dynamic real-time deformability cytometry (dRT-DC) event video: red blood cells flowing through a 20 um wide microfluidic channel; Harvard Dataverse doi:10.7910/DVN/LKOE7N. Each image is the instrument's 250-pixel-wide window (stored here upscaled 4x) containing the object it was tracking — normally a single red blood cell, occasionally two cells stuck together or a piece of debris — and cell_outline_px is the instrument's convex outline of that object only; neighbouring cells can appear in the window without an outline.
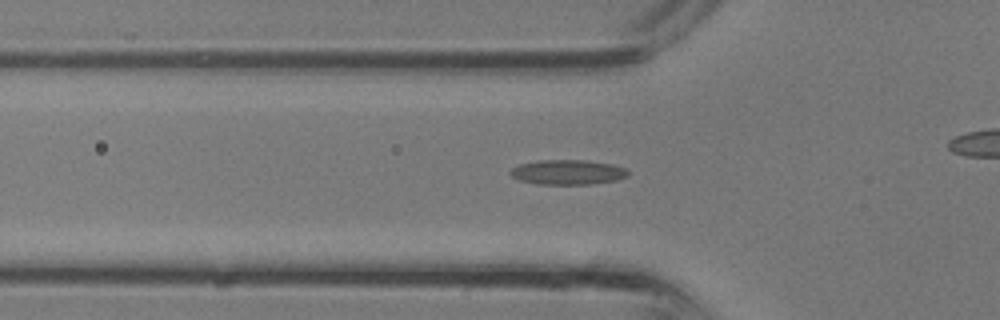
{"species": "common noctule bat (a hibernating species)", "species_latin": "Nyctalus noctula", "temperature_condition": "room temperature", "stored_images_in_passage": 25, "camera_frame_rate_fps": 3000, "um_per_image_px": 0.085, "animal": {"sex": "male", "body_mass_g": 13.3}, "frame": {"image": 1, "passage_image": 9, "time_ms": 2.667, "image_size_px": [1000, 320], "cell_outline_px": [[628, 176], [616, 180], [592, 184], [536, 184], [520, 180], [512, 176], [508, 172], [512, 168], [520, 164], [540, 160], [584, 160], [612, 164], [624, 168], [628, 172]], "centroid_in_image_um": [48.24, 14.64], "position_along_channel_um": 77.6, "area_um2": 16.94}}
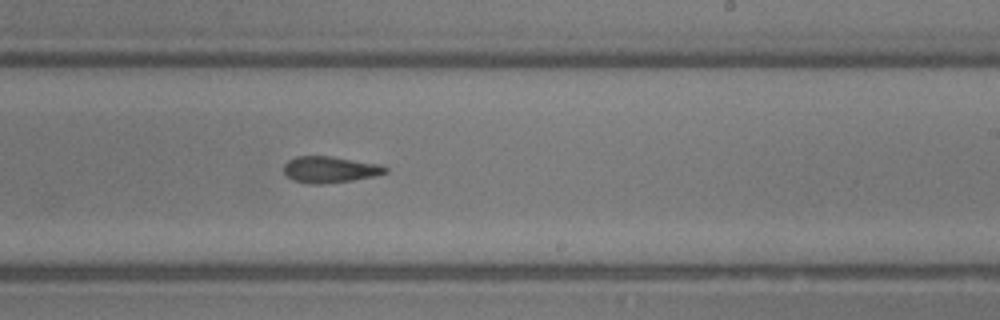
{"frame": {"image": 2, "passage_image": 18, "time_ms": 5.667, "image_size_px": [1000, 320], "cell_outline_px": [[388, 172], [372, 176], [352, 180], [320, 184], [308, 184], [292, 180], [284, 172], [284, 164], [288, 160], [296, 156], [332, 156], [380, 164], [388, 168]], "centroid_in_image_um": [28.02, 14.4], "position_along_channel_um": 261.0, "area_um2": 15.61}}
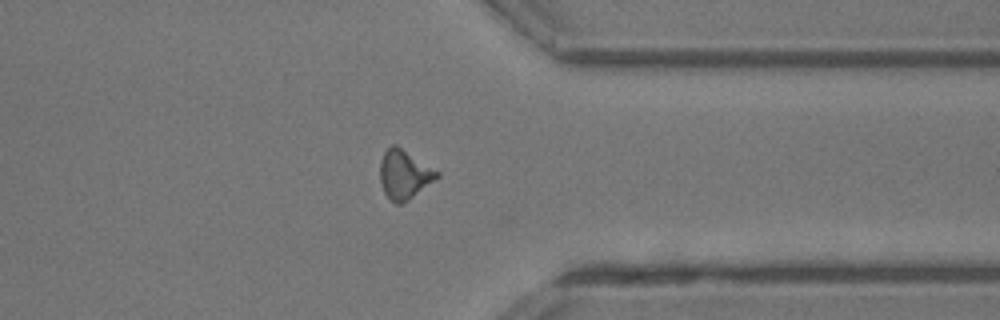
{"frame": {"image": 3, "passage_image": 24, "time_ms": 7.667, "image_size_px": [1000, 320], "cell_outline_px": [[440, 176], [408, 200], [400, 204], [396, 204], [384, 192], [380, 180], [380, 160], [384, 152], [392, 144], [396, 144], [440, 172]], "centroid_in_image_um": [34.36, 14.81], "position_along_channel_um": 377.0, "area_um2": 16.13}}